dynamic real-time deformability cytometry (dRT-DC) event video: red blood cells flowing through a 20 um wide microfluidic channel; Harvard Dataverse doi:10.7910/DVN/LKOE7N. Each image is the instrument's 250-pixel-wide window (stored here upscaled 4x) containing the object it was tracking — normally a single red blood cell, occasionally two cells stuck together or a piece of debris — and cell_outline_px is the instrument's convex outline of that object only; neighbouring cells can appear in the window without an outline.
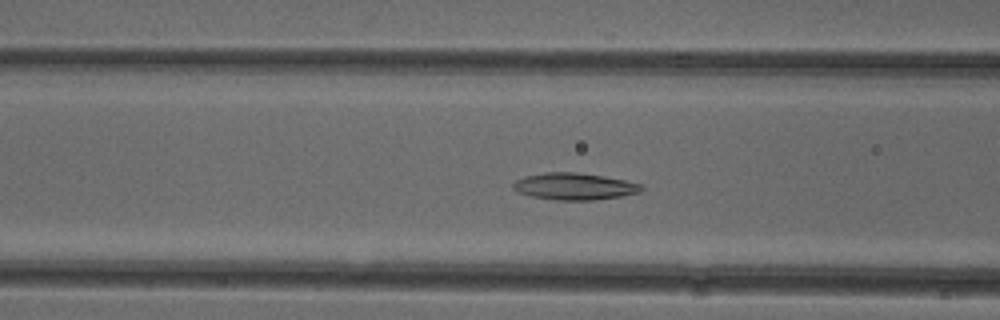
{"species": "common noctule bat (a hibernating species)", "species_latin": "Nyctalus noctula", "temperature_condition": "cold", "stored_images_in_passage": 47, "camera_frame_rate_fps": 3000, "um_per_image_px": 0.085, "animal": {"sex": "female"}, "frame": {"image": 1, "passage_image": 15, "time_ms": 4.667, "image_size_px": [1000, 320], "cell_outline_px": [[644, 188], [640, 192], [620, 196], [592, 200], [556, 200], [532, 196], [520, 192], [512, 188], [512, 184], [516, 180], [524, 176], [544, 172], [576, 172], [604, 176], [644, 184]], "centroid_in_image_um": [48.84, 15.83], "position_along_channel_um": 117.8, "area_um2": 20.06}}
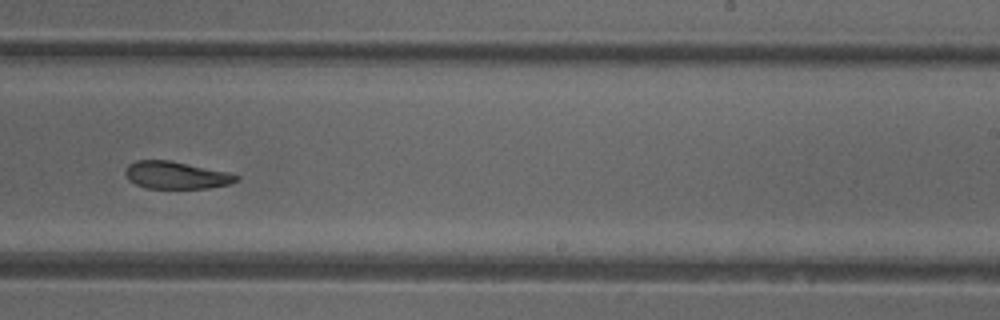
{"frame": {"image": 2, "passage_image": 27, "time_ms": 8.667, "image_size_px": [1000, 320], "cell_outline_px": [[240, 180], [228, 184], [208, 188], [144, 188], [128, 180], [124, 172], [124, 168], [128, 164], [136, 160], [172, 160], [228, 172], [240, 176]], "centroid_in_image_um": [14.94, 14.88], "position_along_channel_um": 274.1, "area_um2": 17.92}}
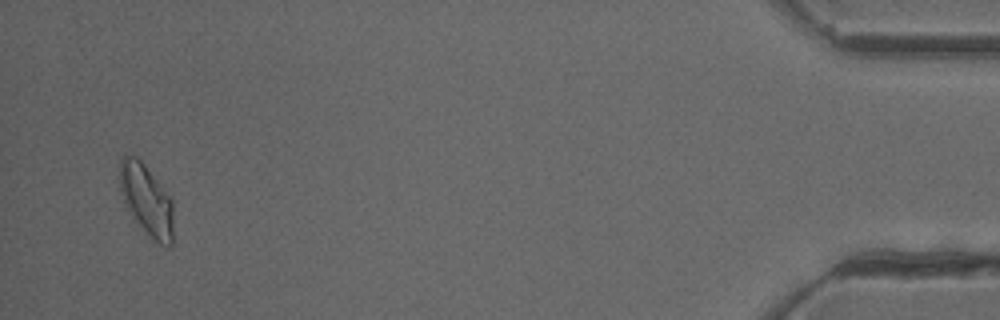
{"frame": {"image": 3, "passage_image": 45, "time_ms": 14.667, "image_size_px": [1000, 320], "cell_outline_px": [[172, 244], [168, 248], [160, 244], [148, 236], [132, 216], [120, 192], [120, 156], [136, 156], [144, 164], [172, 200]], "centroid_in_image_um": [12.45, 17.01], "position_along_channel_um": 422.8, "area_um2": 21.85}, "authors_computed_cell_mechanics": {"area_um2": 19.363, "velocity_mm_per_s": 3.9094, "shape_relaxation_time_tau1_ms": 9.2937, "shape_relaxation_time_tau2_ms": 7.0471, "deformation_change_tau1": 0.1963, "deformation_change_tau2": 0.1407}}